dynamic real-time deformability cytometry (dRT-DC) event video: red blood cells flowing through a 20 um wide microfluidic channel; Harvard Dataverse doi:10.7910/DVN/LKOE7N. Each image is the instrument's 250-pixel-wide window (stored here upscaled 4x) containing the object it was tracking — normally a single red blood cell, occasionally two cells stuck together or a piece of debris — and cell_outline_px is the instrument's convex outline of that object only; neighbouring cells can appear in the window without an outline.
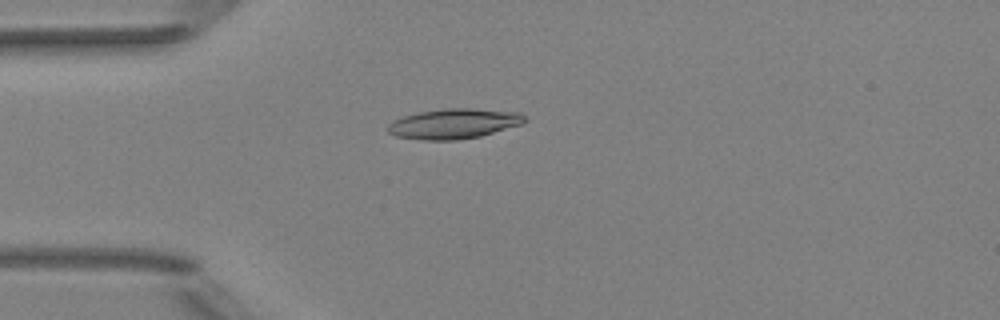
{"species": "Egyptian fruit bat (a non-hibernating species)", "species_latin": "Rousettus aegyptiacus", "temperature_condition": "room temperature", "stored_images_in_passage": 4, "camera_frame_rate_fps": 3000, "um_per_image_px": 0.085, "animal": {"sex": "female"}, "frame": {"image": 1, "passage_image": 4, "time_ms": 1.0, "image_size_px": [1000, 320], "cell_outline_px": [[528, 120], [524, 124], [480, 136], [456, 140], [424, 140], [396, 136], [388, 132], [388, 124], [392, 120], [404, 116], [420, 112], [444, 108], [472, 108], [520, 112]], "centroid_in_image_um": [38.61, 10.51], "position_along_channel_um": 46.4, "area_um2": 24.1}}